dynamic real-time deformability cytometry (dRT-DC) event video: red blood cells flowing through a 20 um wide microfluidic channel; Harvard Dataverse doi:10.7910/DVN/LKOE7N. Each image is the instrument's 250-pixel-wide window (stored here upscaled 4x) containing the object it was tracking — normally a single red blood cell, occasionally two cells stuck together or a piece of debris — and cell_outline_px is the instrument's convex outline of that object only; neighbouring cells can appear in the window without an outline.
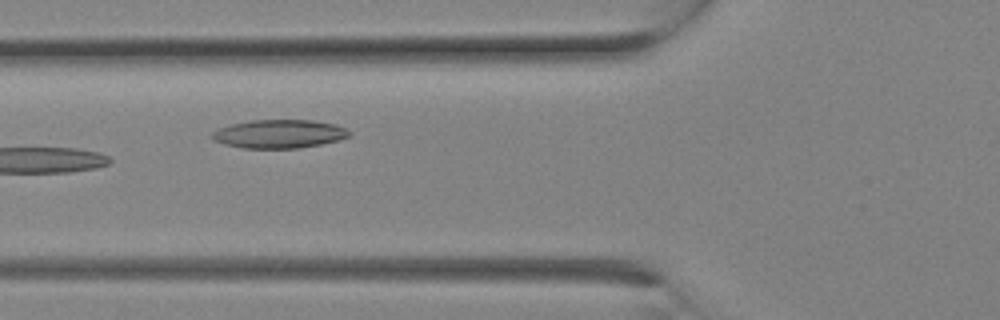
{"species": "Egyptian fruit bat (a non-hibernating species)", "species_latin": "Rousettus aegyptiacus", "temperature_condition": "room temperature", "stored_images_in_passage": 5, "camera_frame_rate_fps": 3000, "um_per_image_px": 0.085, "animal": {"sex": "female"}, "frame": {"image": 1, "passage_image": 2, "time_ms": 0.333, "image_size_px": [1000, 320], "cell_outline_px": [[352, 132], [348, 136], [340, 140], [300, 148], [240, 148], [224, 144], [212, 140], [208, 136], [216, 128], [248, 120], [312, 120], [336, 124]], "centroid_in_image_um": [23.67, 11.38], "position_along_channel_um": 102.1, "area_um2": 23.06}}
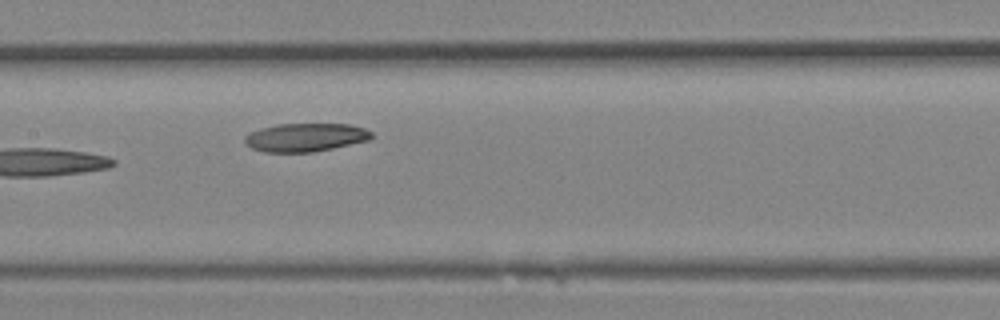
{"frame": {"image": 2, "passage_image": 5, "time_ms": 1.333, "image_size_px": [1000, 320], "cell_outline_px": [[372, 136], [368, 140], [332, 148], [312, 152], [264, 152], [252, 148], [244, 140], [244, 136], [248, 132], [260, 128], [276, 124], [348, 124], [364, 128], [372, 132]], "centroid_in_image_um": [25.92, 11.67], "position_along_channel_um": 181.5, "area_um2": 20.87}}